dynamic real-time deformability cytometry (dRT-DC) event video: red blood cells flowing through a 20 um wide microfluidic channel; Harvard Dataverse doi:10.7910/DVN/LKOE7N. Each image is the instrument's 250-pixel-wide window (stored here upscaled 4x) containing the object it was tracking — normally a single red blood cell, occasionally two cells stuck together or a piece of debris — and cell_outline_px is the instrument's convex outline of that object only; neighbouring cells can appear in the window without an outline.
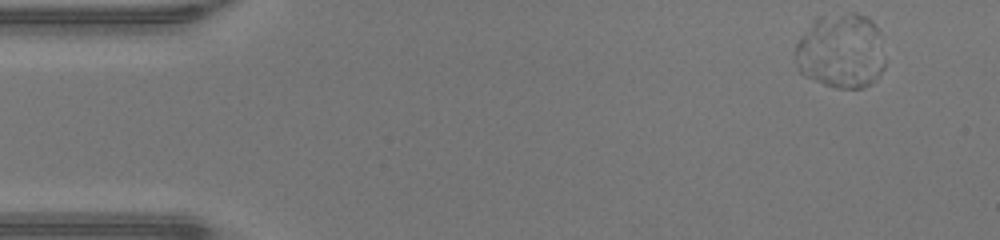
{"species": "human", "species_latin": "Homo sapiens", "temperature_condition": "warm", "stored_images_in_passage": 46, "camera_frame_rate_fps": 3000, "um_per_image_px": 0.085, "donor": {"sex": "male"}, "frame": {"image": 1, "passage_image": 1, "time_ms": 0.0, "image_size_px": [1000, 240], "cell_outline_px": [[880, 32], [872, 80], [868, 84], [860, 88], [836, 88], [824, 84], [804, 76], [800, 72], [792, 52], [800, 36], [812, 16], [848, 12], [856, 12], [868, 16], [872, 20]], "centroid_in_image_um": [71.27, 4.23], "position_along_channel_um": 13.7, "area_um2": 38.21}}
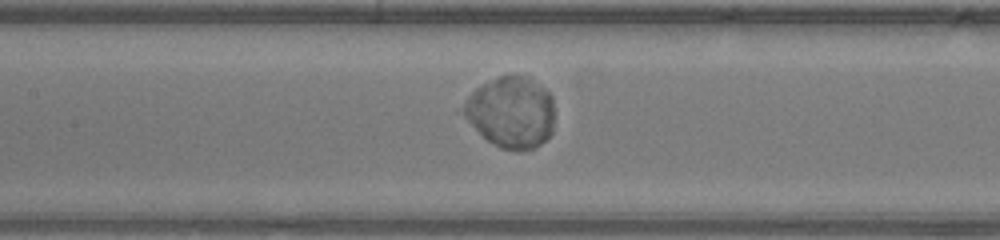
{"frame": {"image": 2, "passage_image": 20, "time_ms": 6.333, "image_size_px": [1000, 240], "cell_outline_px": [[552, 132], [540, 144], [532, 148], [520, 152], [516, 152], [500, 148], [492, 144], [464, 116], [464, 104], [468, 96], [476, 88], [500, 76], [524, 76], [544, 88], [552, 96]], "centroid_in_image_um": [43.45, 9.57], "position_along_channel_um": 164.0, "area_um2": 37.11}}
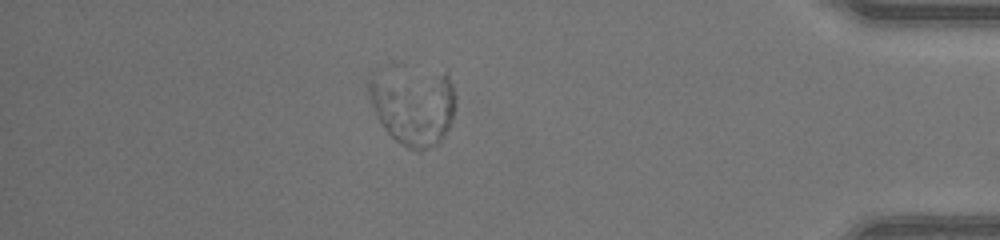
{"frame": {"image": 3, "passage_image": 40, "time_ms": 13.0, "image_size_px": [1000, 240], "cell_outline_px": [[456, 100], [452, 120], [440, 144], [420, 152], [416, 152], [400, 144], [384, 128], [376, 116], [368, 92], [368, 80], [440, 76], [448, 76], [452, 84], [456, 96]], "centroid_in_image_um": [35.22, 9.27], "position_along_channel_um": 400.0, "area_um2": 36.41}, "authors_computed_cell_mechanics": {"area_um2": 38.2058, "velocity_mm_per_s": 4.1773, "shape_relaxation_time_tau1_ms": 1.2009, "shape_relaxation_time_tau2_ms": null, "deformation_change_tau1": 0.0193, "deformation_change_tau2": null}}